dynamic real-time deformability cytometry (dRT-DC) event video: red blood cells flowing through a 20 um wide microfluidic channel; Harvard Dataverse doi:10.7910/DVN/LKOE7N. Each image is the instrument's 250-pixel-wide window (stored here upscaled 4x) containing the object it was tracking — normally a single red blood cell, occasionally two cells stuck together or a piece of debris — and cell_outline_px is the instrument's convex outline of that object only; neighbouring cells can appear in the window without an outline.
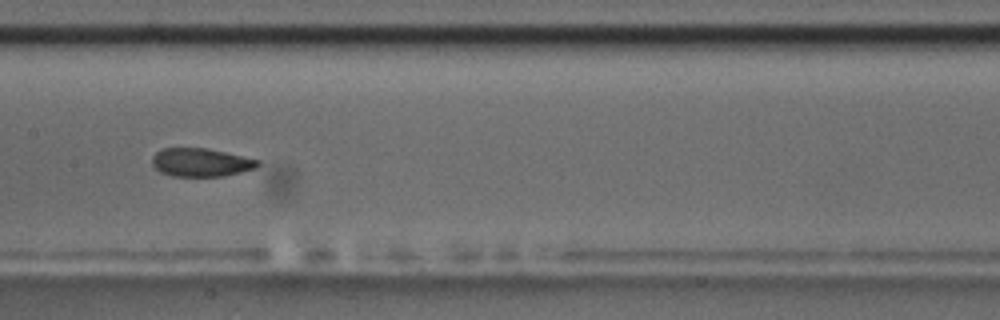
{"species": "common noctule bat (a hibernating species)", "species_latin": "Nyctalus noctula", "temperature_condition": "room temperature", "stored_images_in_passage": 23, "camera_frame_rate_fps": 3000, "um_per_image_px": 0.085, "animal": {"sex": "male", "body_mass_g": 17.5, "forearm_length_mm": 52.3}, "frame": {"image": 1, "passage_image": 14, "time_ms": 4.333, "image_size_px": [1000, 320], "cell_outline_px": [[260, 164], [256, 168], [224, 176], [172, 176], [160, 172], [152, 164], [152, 156], [160, 148], [208, 148], [260, 160]], "centroid_in_image_um": [17.07, 13.8], "position_along_channel_um": 190.3, "area_um2": 17.51}}
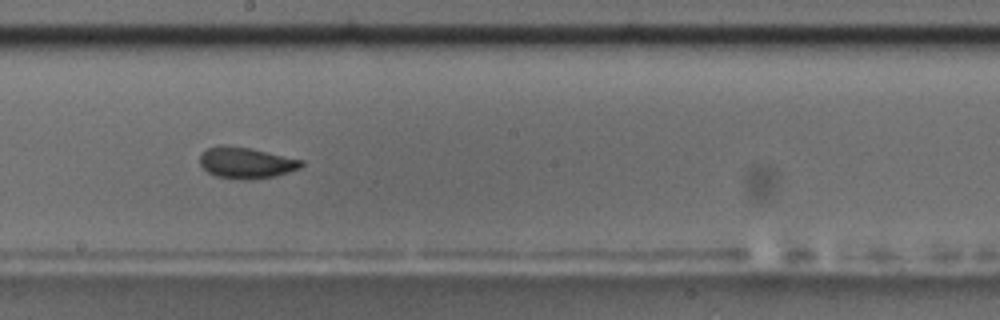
{"frame": {"image": 2, "passage_image": 17, "time_ms": 5.333, "image_size_px": [1000, 320], "cell_outline_px": [[304, 164], [300, 168], [276, 176], [244, 180], [216, 176], [208, 172], [200, 164], [200, 156], [208, 148], [220, 144], [224, 144], [252, 148], [304, 160]], "centroid_in_image_um": [20.94, 13.82], "position_along_channel_um": 227.3, "area_um2": 18.55}}